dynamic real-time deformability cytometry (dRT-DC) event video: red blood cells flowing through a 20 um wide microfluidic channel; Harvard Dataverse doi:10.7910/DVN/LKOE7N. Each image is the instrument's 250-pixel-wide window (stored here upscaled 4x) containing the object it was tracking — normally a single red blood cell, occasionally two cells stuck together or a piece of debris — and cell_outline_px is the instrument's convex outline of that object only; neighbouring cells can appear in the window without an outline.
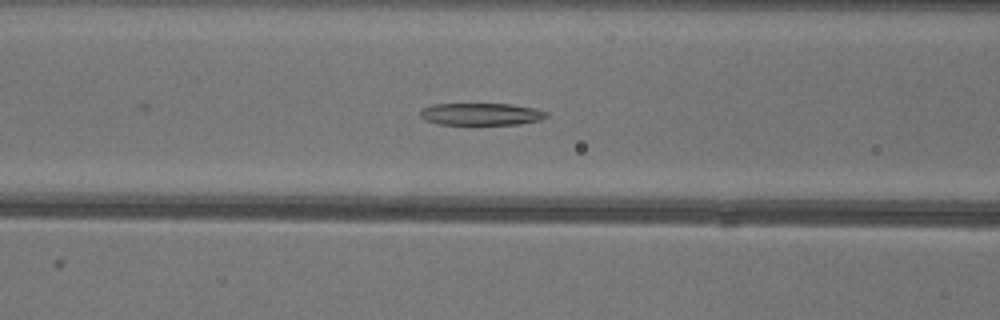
{"species": "common noctule bat (a hibernating species)", "species_latin": "Nyctalus noctula", "temperature_condition": "warm", "stored_images_in_passage": 50, "camera_frame_rate_fps": 3000, "um_per_image_px": 0.085, "animal": {"sex": "female"}, "frame": {"image": 1, "passage_image": 20, "time_ms": 6.333, "image_size_px": [1000, 320], "cell_outline_px": [[548, 116], [540, 120], [520, 124], [436, 124], [424, 120], [420, 116], [420, 108], [432, 104], [508, 104], [536, 108], [548, 112]], "centroid_in_image_um": [40.87, 9.7], "position_along_channel_um": 125.7, "area_um2": 16.42}}
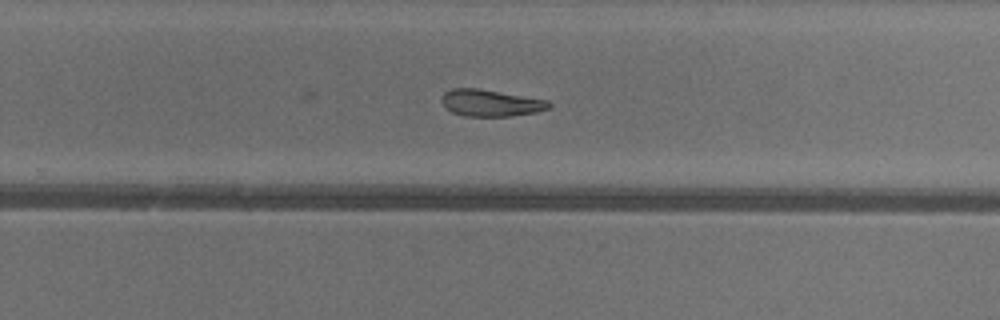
{"frame": {"image": 2, "passage_image": 32, "time_ms": 10.333, "image_size_px": [1000, 320], "cell_outline_px": [[552, 108], [536, 112], [508, 116], [464, 116], [452, 112], [440, 100], [440, 96], [444, 92], [452, 88], [476, 88], [548, 100], [552, 104]], "centroid_in_image_um": [41.71, 8.75], "position_along_channel_um": 288.1, "area_um2": 16.7}}
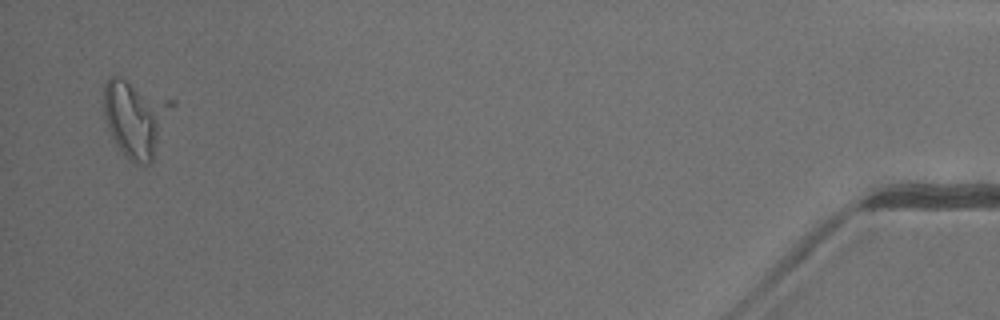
{"frame": {"image": 3, "passage_image": 49, "time_ms": 16.0, "image_size_px": [1000, 320], "cell_outline_px": [[176, 104], [152, 160], [148, 164], [136, 164], [116, 144], [108, 128], [104, 116], [104, 84], [108, 76], [116, 76], [176, 100]], "centroid_in_image_um": [11.57, 10.0], "position_along_channel_um": 423.6, "area_um2": 30.58}, "authors_computed_cell_mechanics": {"area_um2": 19.2474, "velocity_mm_per_s": 4.0714, "shape_relaxation_time_tau1_ms": null, "shape_relaxation_time_tau2_ms": 8.3992, "deformation_change_tau1": null, "deformation_change_tau2": 0.1777}}